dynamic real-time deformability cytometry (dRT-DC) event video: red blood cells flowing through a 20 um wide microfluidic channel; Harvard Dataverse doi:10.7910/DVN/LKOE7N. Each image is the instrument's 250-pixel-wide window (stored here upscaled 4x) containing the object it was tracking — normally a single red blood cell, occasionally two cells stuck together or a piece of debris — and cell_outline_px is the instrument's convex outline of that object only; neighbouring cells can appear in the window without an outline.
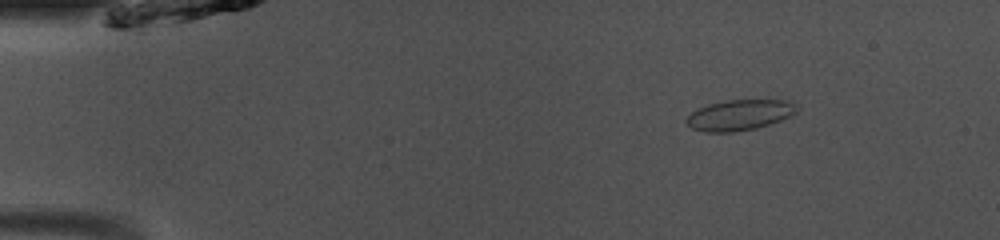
{"species": "common noctule bat (a hibernating species)", "species_latin": "Nyctalus noctula", "temperature_condition": "room temperature", "stored_images_in_passage": 49, "camera_frame_rate_fps": 3000, "um_per_image_px": 0.085, "animal": {"sex": "male", "body_mass_g": 13.0, "forearm_length_mm": 53.1}, "frame": {"image": 1, "passage_image": 7, "time_ms": 2.0, "image_size_px": [1000, 240], "cell_outline_px": [[800, 108], [796, 112], [780, 120], [756, 128], [732, 132], [704, 132], [692, 128], [684, 120], [692, 112], [708, 104], [724, 100], [792, 100]], "centroid_in_image_um": [62.87, 9.76], "position_along_channel_um": 22.1, "area_um2": 19.65}}
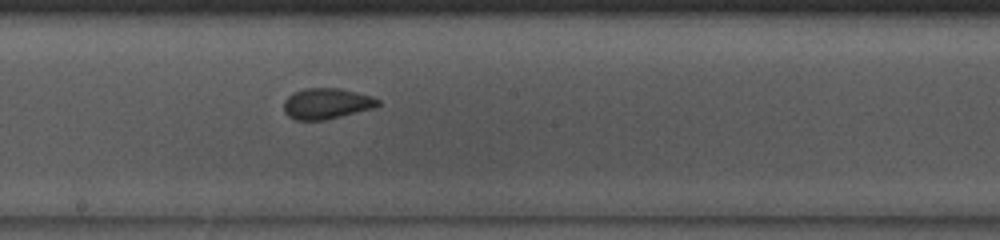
{"frame": {"image": 2, "passage_image": 27, "time_ms": 8.667, "image_size_px": [1000, 240], "cell_outline_px": [[380, 104], [372, 108], [324, 120], [296, 120], [288, 116], [284, 112], [284, 100], [292, 92], [304, 88], [340, 88], [372, 96], [380, 100]], "centroid_in_image_um": [27.72, 8.79], "position_along_channel_um": 220.5, "area_um2": 16.88}}
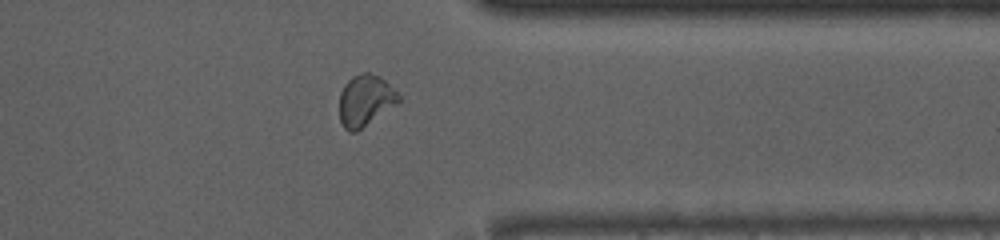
{"frame": {"image": 3, "passage_image": 39, "time_ms": 12.667, "image_size_px": [1000, 240], "cell_outline_px": [[404, 100], [356, 132], [348, 132], [344, 128], [340, 120], [340, 92], [344, 84], [352, 76], [364, 72], [368, 72], [380, 76]], "centroid_in_image_um": [31.07, 8.55], "position_along_channel_um": 380.3, "area_um2": 17.86}, "authors_computed_cell_mechanics": {"area_um2": 18.1492, "velocity_mm_per_s": 4.098, "shape_relaxation_time_tau1_ms": null, "shape_relaxation_time_tau2_ms": 1.156, "deformation_change_tau1": null, "deformation_change_tau2": 0.038}}